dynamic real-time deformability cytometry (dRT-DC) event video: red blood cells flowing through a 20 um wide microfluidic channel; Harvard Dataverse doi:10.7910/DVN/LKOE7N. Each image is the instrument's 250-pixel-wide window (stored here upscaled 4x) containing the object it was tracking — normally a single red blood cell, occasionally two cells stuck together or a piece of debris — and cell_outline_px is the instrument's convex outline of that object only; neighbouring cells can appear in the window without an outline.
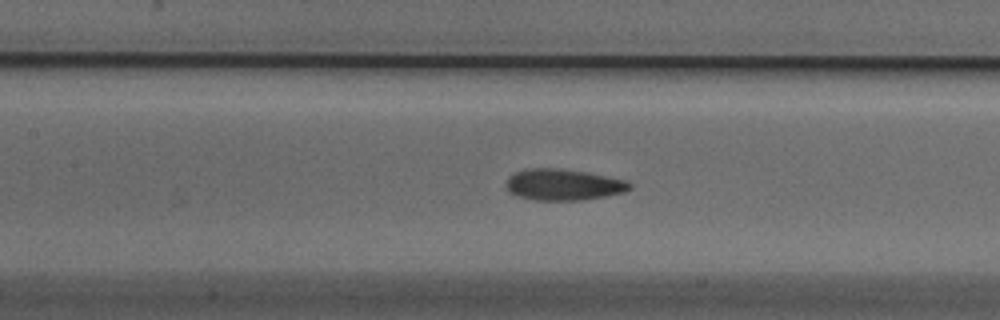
{"species": "Egyptian fruit bat (a non-hibernating species)", "species_latin": "Rousettus aegyptiacus", "temperature_condition": "cold", "stored_images_in_passage": 53, "segment_of_instrument_passage": [1, 2], "camera_frame_rate_fps": 3000, "um_per_image_px": 0.085, "animal": {"sex": "male"}, "frame": {"image": 1, "passage_image": 23, "time_ms": 7.333, "image_size_px": [1000, 320], "cell_outline_px": [[632, 188], [624, 192], [604, 196], [580, 200], [532, 200], [520, 196], [512, 192], [504, 184], [508, 176], [524, 168], [556, 168], [584, 172], [628, 180], [632, 184]], "centroid_in_image_um": [47.88, 15.69], "position_along_channel_um": 159.5, "area_um2": 22.43}}
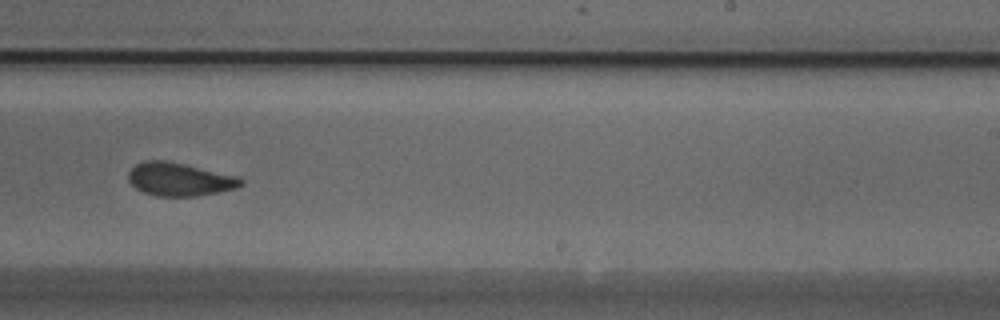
{"frame": {"image": 2, "passage_image": 32, "time_ms": 10.333, "image_size_px": [1000, 320], "cell_outline_px": [[244, 184], [236, 188], [220, 192], [196, 196], [156, 196], [144, 192], [136, 188], [128, 180], [128, 172], [136, 164], [144, 160], [164, 160], [184, 164], [240, 176], [244, 180]], "centroid_in_image_um": [15.29, 15.24], "position_along_channel_um": 273.7, "area_um2": 21.91}}
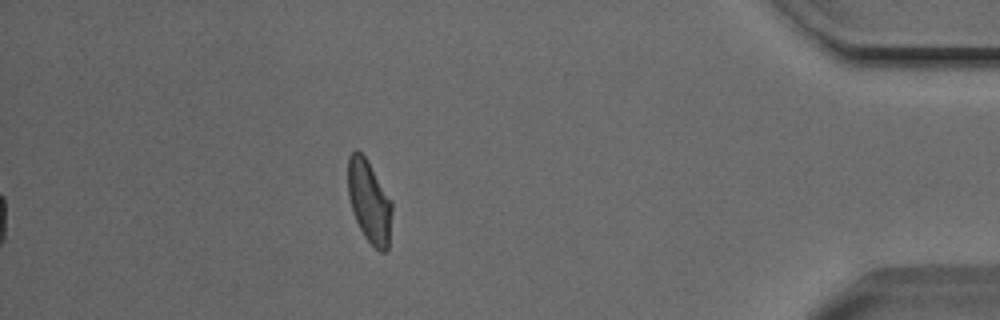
{"frame": {"image": 3, "passage_image": 46, "time_ms": 15.0, "image_size_px": [1000, 320], "cell_outline_px": [[392, 212], [388, 248], [384, 252], [380, 252], [364, 236], [352, 212], [348, 196], [348, 156], [356, 148], [364, 156], [392, 200]], "centroid_in_image_um": [31.38, 17.13], "position_along_channel_um": 403.8, "area_um2": 21.1}}